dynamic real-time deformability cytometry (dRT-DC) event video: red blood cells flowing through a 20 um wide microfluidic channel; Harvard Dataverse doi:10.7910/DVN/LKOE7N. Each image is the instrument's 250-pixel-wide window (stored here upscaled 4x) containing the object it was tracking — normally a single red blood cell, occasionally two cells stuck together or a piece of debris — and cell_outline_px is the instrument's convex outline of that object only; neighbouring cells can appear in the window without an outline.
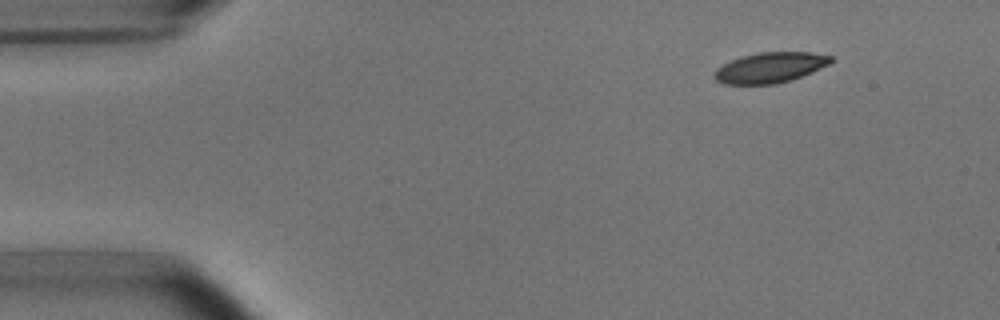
{"species": "common noctule bat (a hibernating species)", "species_latin": "Nyctalus noctula", "temperature_condition": "room temperature", "stored_images_in_passage": 5, "camera_frame_rate_fps": 3000, "um_per_image_px": 0.085, "animal": {"sex": "male", "body_mass_g": 15.6}, "frame": {"image": 1, "passage_image": 5, "time_ms": 5.333, "image_size_px": [1000, 320], "cell_outline_px": [[836, 60], [812, 72], [776, 84], [724, 84], [716, 80], [712, 76], [716, 68], [740, 56], [756, 52], [812, 52], [832, 56]], "centroid_in_image_um": [65.45, 5.73], "position_along_channel_um": 19.6, "area_um2": 20.69}}